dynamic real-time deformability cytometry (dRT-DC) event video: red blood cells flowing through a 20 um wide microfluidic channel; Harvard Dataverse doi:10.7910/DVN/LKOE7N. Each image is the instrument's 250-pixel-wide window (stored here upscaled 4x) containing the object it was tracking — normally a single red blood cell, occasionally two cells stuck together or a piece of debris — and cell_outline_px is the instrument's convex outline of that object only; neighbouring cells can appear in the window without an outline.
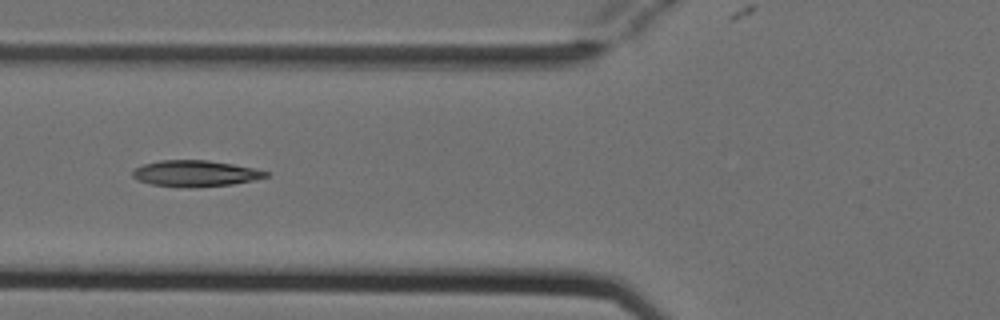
{"species": "Egyptian fruit bat (a non-hibernating species)", "species_latin": "Rousettus aegyptiacus", "temperature_condition": "cold", "stored_images_in_passage": 7, "camera_frame_rate_fps": 3000, "um_per_image_px": 0.085, "animal": {"sex": "female"}, "frame": {"image": 1, "passage_image": 4, "time_ms": 1.0, "image_size_px": [1000, 320], "cell_outline_px": [[268, 176], [252, 180], [232, 184], [188, 188], [152, 184], [140, 180], [132, 176], [132, 172], [136, 168], [144, 164], [160, 160], [208, 160], [232, 164], [252, 168], [268, 172]], "centroid_in_image_um": [16.58, 14.74], "position_along_channel_um": 109.2, "area_um2": 20.0}}
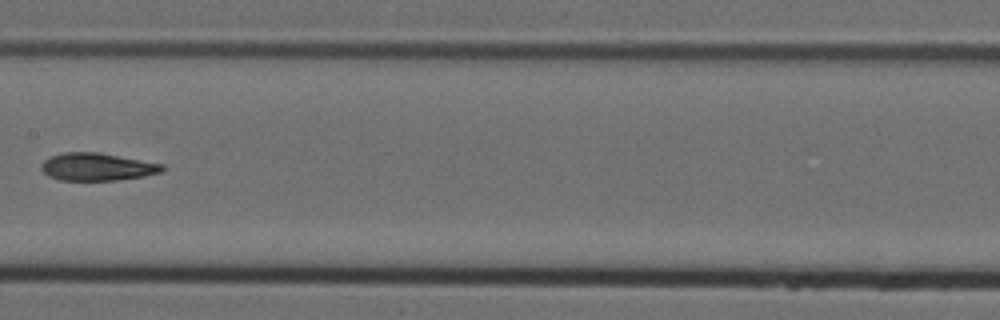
{"frame": {"image": 2, "passage_image": 6, "time_ms": 1.667, "image_size_px": [1000, 320], "cell_outline_px": [[164, 168], [160, 172], [144, 176], [116, 180], [60, 180], [48, 176], [40, 168], [40, 164], [44, 160], [60, 152], [100, 152], [164, 164]], "centroid_in_image_um": [8.23, 14.17], "position_along_channel_um": 199.2, "area_um2": 19.54}}
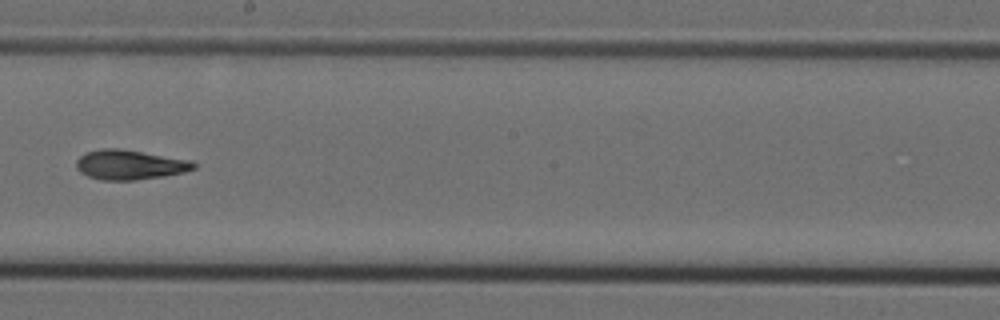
{"frame": {"image": 3, "passage_image": 7, "time_ms": 2.0, "image_size_px": [1000, 320], "cell_outline_px": [[196, 168], [184, 172], [164, 176], [136, 180], [100, 180], [88, 176], [80, 172], [76, 168], [76, 160], [84, 152], [100, 148], [120, 148], [192, 160], [196, 164]], "centroid_in_image_um": [11.01, 13.99], "position_along_channel_um": 237.2, "area_um2": 20.58}}